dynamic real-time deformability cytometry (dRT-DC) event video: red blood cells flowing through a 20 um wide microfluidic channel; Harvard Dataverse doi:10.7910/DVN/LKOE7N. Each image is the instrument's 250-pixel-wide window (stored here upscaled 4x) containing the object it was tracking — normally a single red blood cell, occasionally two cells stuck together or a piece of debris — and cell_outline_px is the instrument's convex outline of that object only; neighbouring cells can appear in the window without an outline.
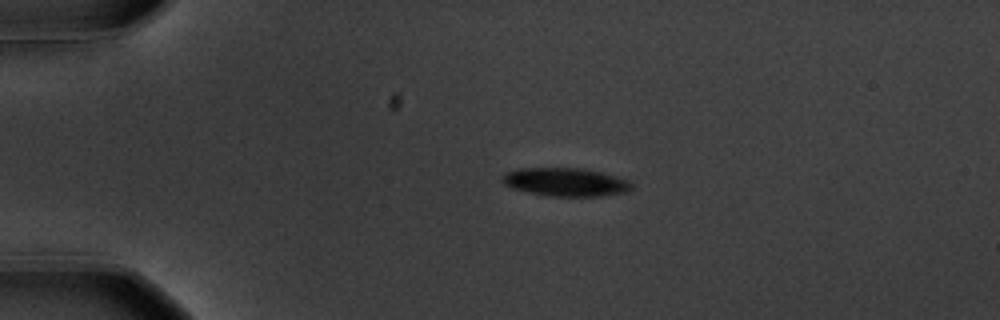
{"species": "common noctule bat (a hibernating species)", "species_latin": "Nyctalus noctula", "temperature_condition": "warm", "stored_images_in_passage": 45, "camera_frame_rate_fps": 3000, "um_per_image_px": 0.085, "animal": {"sex": "male", "body_mass_g": 20.1, "forearm_length_mm": 53.5}, "frame": {"image": 1, "passage_image": 1, "time_ms": 0.0, "image_size_px": [1000, 320], "cell_outline_px": [[632, 188], [628, 192], [604, 196], [548, 196], [528, 192], [512, 188], [504, 184], [500, 180], [500, 176], [504, 172], [520, 168], [580, 168], [600, 172], [628, 180], [632, 184]], "centroid_in_image_um": [48.03, 15.48], "position_along_channel_um": 37.0, "area_um2": 21.5}}
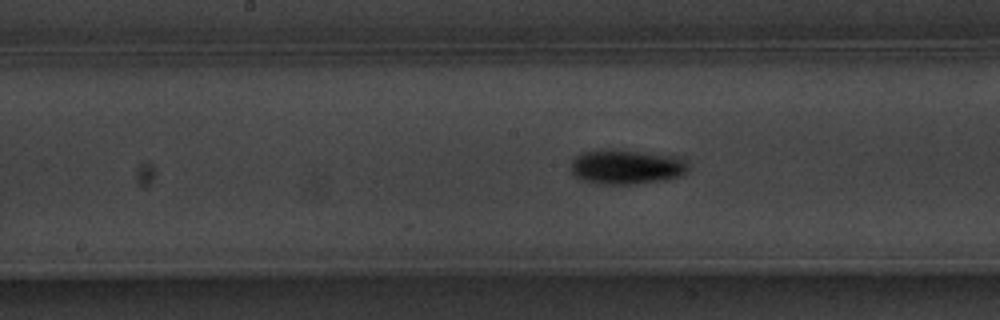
{"frame": {"image": 2, "passage_image": 18, "time_ms": 5.667, "image_size_px": [1000, 320], "cell_outline_px": [[688, 168], [680, 176], [664, 180], [632, 184], [600, 184], [580, 180], [572, 172], [572, 160], [576, 156], [584, 152], [604, 148], [612, 148], [684, 156], [688, 164]], "centroid_in_image_um": [53.28, 14.15], "position_along_channel_um": 194.9, "area_um2": 24.22}}
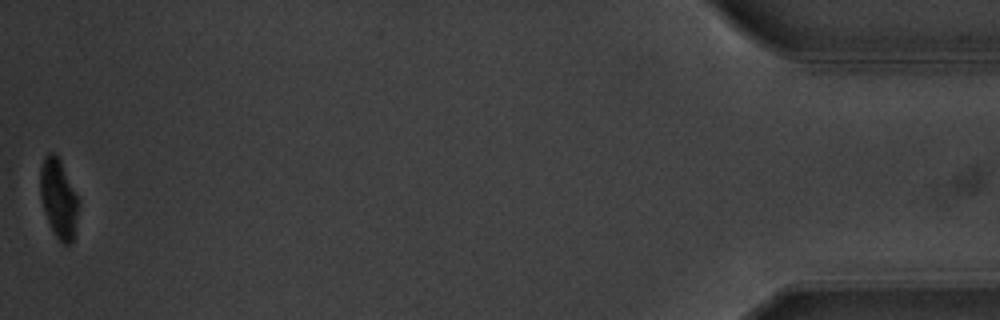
{"frame": {"image": 3, "passage_image": 45, "time_ms": 14.667, "image_size_px": [1000, 320], "cell_outline_px": [[80, 200], [72, 244], [64, 244], [56, 236], [48, 220], [40, 196], [40, 168], [44, 156], [48, 152], [52, 152], [60, 160]], "centroid_in_image_um": [4.99, 16.84], "position_along_channel_um": 430.2, "area_um2": 17.46}, "authors_computed_cell_mechanics": {"area_um2": 21.5594, "velocity_mm_per_s": 3.5767, "shape_relaxation_time_tau1_ms": 1.9292, "shape_relaxation_time_tau2_ms": null, "deformation_change_tau1": 0.1412, "deformation_change_tau2": null}}